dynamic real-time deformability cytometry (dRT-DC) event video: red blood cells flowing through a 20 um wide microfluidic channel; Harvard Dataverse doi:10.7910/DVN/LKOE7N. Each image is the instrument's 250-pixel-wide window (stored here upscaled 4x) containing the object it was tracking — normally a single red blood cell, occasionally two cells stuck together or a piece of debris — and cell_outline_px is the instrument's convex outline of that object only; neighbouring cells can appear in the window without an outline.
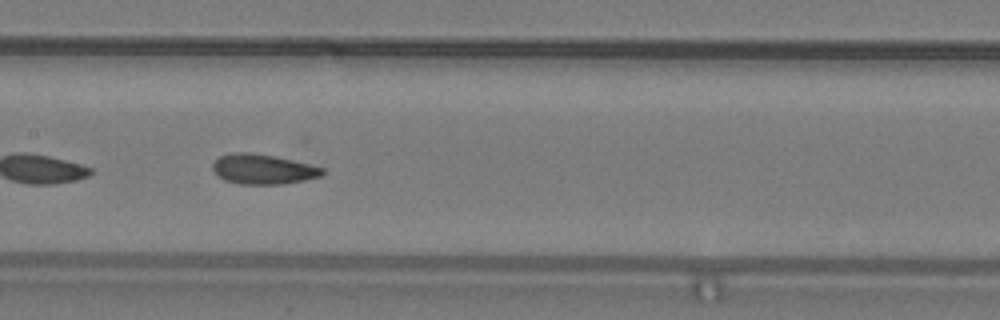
{"species": "common noctule bat (a hibernating species)", "species_latin": "Nyctalus noctula", "temperature_condition": "warm", "stored_images_in_passage": 46, "camera_frame_rate_fps": 3000, "um_per_image_px": 0.085, "animal": {"sex": "male", "body_mass_g": 19.2, "forearm_length_mm": 51.8}, "frame": {"image": 1, "passage_image": 27, "time_ms": 8.667, "image_size_px": [1000, 320], "cell_outline_px": [[324, 172], [320, 176], [304, 180], [284, 184], [240, 184], [224, 180], [212, 168], [212, 164], [220, 156], [232, 152], [248, 152], [272, 156], [308, 164], [324, 168]], "centroid_in_image_um": [22.33, 14.38], "position_along_channel_um": 185.1, "area_um2": 18.84}, "authors_computed_cell_mechanics": {"area_um2": 19.2763, "velocity_mm_per_s": 3.839, "shape_relaxation_time_tau1_ms": 4.2856, "shape_relaxation_time_tau2_ms": 1.2592, "deformation_change_tau1": 0.139, "deformation_change_tau2": 0.0712}}